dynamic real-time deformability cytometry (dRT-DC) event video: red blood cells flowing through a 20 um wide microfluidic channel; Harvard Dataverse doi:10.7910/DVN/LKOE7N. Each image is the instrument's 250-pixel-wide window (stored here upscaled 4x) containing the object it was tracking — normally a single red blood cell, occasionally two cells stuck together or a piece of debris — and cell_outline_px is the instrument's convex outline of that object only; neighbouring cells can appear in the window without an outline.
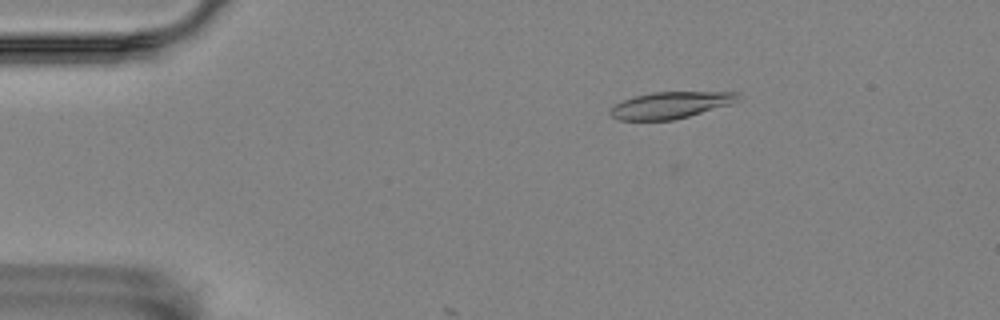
{"species": "Egyptian fruit bat (a non-hibernating species)", "species_latin": "Rousettus aegyptiacus", "temperature_condition": "room temperature", "stored_images_in_passage": 3, "camera_frame_rate_fps": 3000, "um_per_image_px": 0.085, "animal": {"sex": "female"}, "frame": {"image": 1, "passage_image": 1, "time_ms": 0.0, "image_size_px": [1000, 320], "cell_outline_px": [[736, 96], [728, 104], [688, 116], [672, 120], [620, 120], [612, 116], [608, 112], [616, 104], [624, 100], [636, 96], [652, 92], [736, 92]], "centroid_in_image_um": [56.87, 8.94], "position_along_channel_um": 28.1, "area_um2": 19.07}}